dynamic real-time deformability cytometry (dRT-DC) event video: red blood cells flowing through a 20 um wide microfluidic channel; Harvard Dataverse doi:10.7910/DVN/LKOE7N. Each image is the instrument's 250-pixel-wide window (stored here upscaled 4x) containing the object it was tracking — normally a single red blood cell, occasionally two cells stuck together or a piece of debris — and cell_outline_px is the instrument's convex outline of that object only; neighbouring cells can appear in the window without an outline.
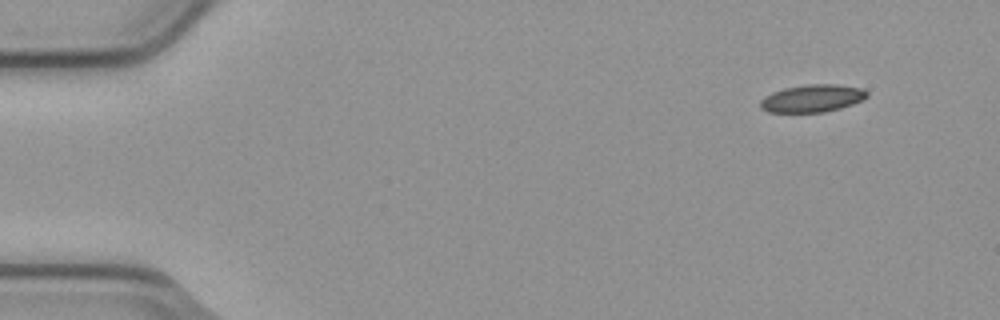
{"species": "common noctule bat (a hibernating species)", "species_latin": "Nyctalus noctula", "temperature_condition": "cold", "stored_images_in_passage": 3, "camera_frame_rate_fps": 3000, "um_per_image_px": 0.085, "animal": {"sex": "male", "body_mass_g": 23.1, "forearm_length_mm": 52.7}, "frame": {"image": 1, "passage_image": 1, "time_ms": 0.0, "image_size_px": [1000, 320], "cell_outline_px": [[868, 96], [852, 104], [840, 108], [824, 112], [768, 112], [760, 108], [760, 100], [764, 96], [772, 92], [784, 88], [808, 84], [836, 84], [864, 88], [868, 92]], "centroid_in_image_um": [69.03, 8.35], "position_along_channel_um": 16.0, "area_um2": 17.17}}
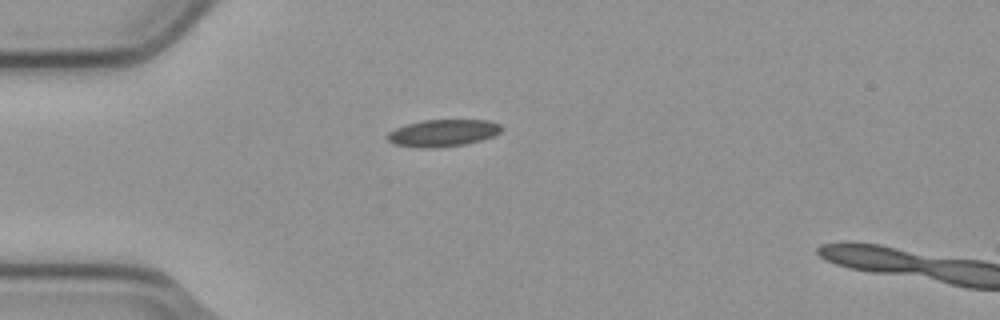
{"frame": {"image": 2, "passage_image": 3, "time_ms": 0.667, "image_size_px": [1000, 320], "cell_outline_px": [[500, 132], [492, 136], [480, 140], [464, 144], [428, 148], [396, 144], [388, 140], [388, 132], [396, 128], [408, 124], [424, 120], [488, 120], [500, 124]], "centroid_in_image_um": [37.66, 11.29], "position_along_channel_um": 47.3, "area_um2": 17.46}}